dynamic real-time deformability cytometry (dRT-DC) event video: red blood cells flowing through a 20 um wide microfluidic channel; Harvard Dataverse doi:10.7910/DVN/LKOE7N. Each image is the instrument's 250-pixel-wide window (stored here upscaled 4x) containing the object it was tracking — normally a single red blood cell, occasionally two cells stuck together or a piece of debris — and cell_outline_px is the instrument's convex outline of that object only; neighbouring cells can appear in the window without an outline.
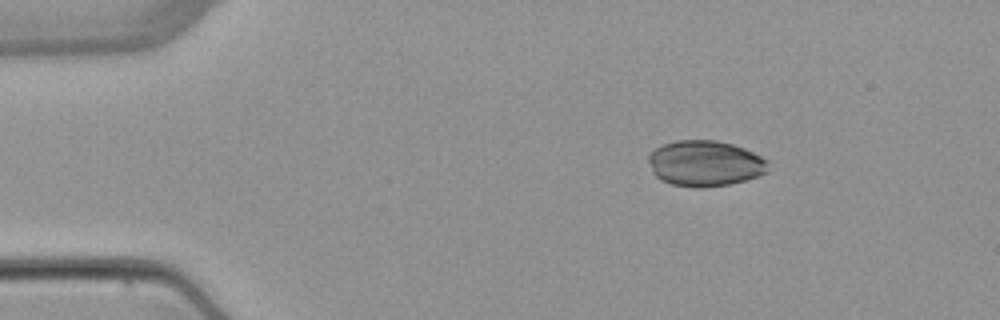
{"species": "common noctule bat (a hibernating species)", "species_latin": "Nyctalus noctula", "temperature_condition": "warm", "stored_images_in_passage": 2, "camera_frame_rate_fps": 3000, "um_per_image_px": 0.085, "animal": {"sex": "female", "body_mass_g": 22.7, "forearm_length_mm": 54.2}, "frame": {"image": 1, "passage_image": 1, "time_ms": 0.0, "image_size_px": [1000, 320], "cell_outline_px": [[768, 172], [744, 180], [728, 184], [704, 188], [700, 188], [672, 184], [660, 180], [652, 172], [648, 160], [648, 156], [656, 148], [664, 144], [676, 140], [716, 140], [732, 144], [744, 148], [768, 160]], "centroid_in_image_um": [59.92, 13.89], "position_along_channel_um": 25.1, "area_um2": 31.85}}